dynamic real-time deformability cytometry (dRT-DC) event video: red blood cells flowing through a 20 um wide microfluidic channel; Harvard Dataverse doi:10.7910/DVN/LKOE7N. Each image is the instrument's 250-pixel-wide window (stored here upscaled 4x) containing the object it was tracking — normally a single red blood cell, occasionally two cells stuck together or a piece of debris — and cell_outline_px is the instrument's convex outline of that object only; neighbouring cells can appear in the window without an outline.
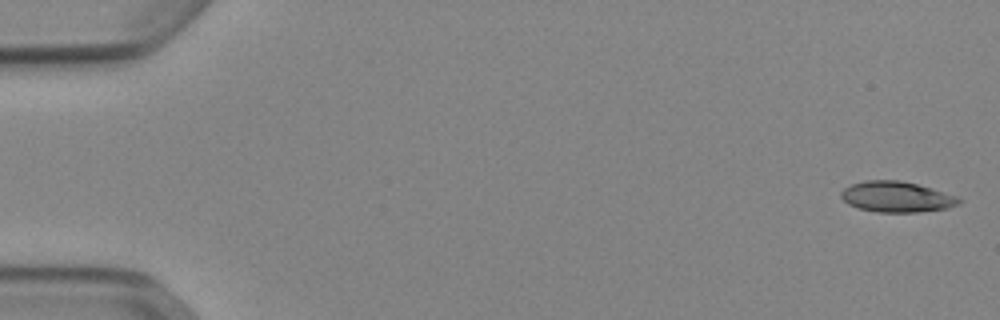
{"species": "Egyptian fruit bat (a non-hibernating species)", "species_latin": "Rousettus aegyptiacus", "temperature_condition": "cold", "stored_images_in_passage": 52, "camera_frame_rate_fps": 3000, "um_per_image_px": 0.085, "animal": {"sex": "female"}, "frame": {"image": 1, "passage_image": 1, "time_ms": 0.0, "image_size_px": [1000, 320], "cell_outline_px": [[964, 200], [960, 204], [948, 208], [920, 212], [876, 212], [860, 208], [848, 204], [840, 196], [840, 192], [844, 188], [852, 184], [864, 180], [900, 180], [916, 184], [956, 196]], "centroid_in_image_um": [76.21, 16.73], "position_along_channel_um": 8.8, "area_um2": 21.04}}
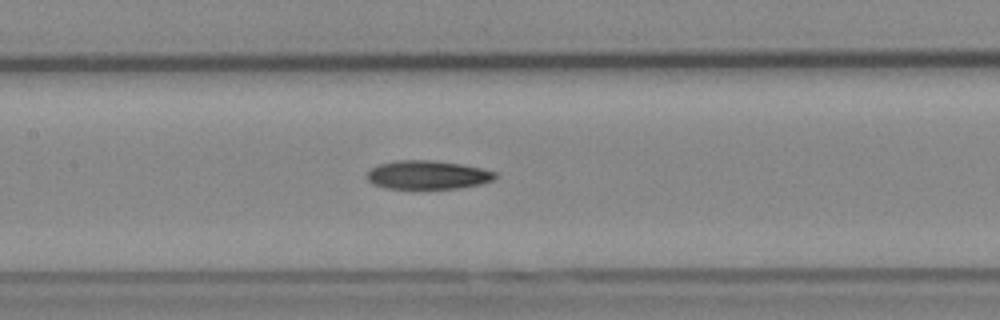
{"frame": {"image": 2, "passage_image": 25, "time_ms": 8.0, "image_size_px": [1000, 320], "cell_outline_px": [[500, 176], [492, 180], [480, 184], [460, 188], [384, 188], [372, 184], [368, 180], [368, 172], [372, 168], [380, 164], [396, 160], [432, 160], [460, 164], [480, 168], [496, 172]], "centroid_in_image_um": [36.36, 14.86], "position_along_channel_um": 171.0, "area_um2": 21.27}}
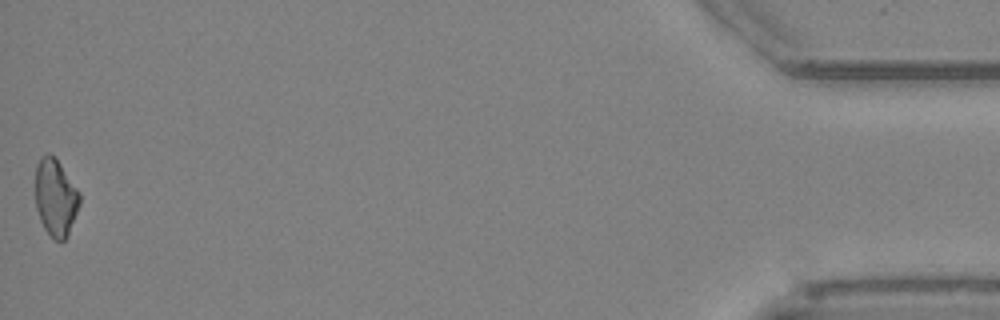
{"frame": {"image": 3, "passage_image": 52, "time_ms": 17.0, "image_size_px": [1000, 320], "cell_outline_px": [[80, 204], [68, 236], [64, 240], [52, 240], [44, 228], [40, 220], [36, 208], [36, 164], [40, 156], [48, 152], [60, 164], [80, 192]], "centroid_in_image_um": [4.72, 16.81], "position_along_channel_um": 430.5, "area_um2": 20.0}, "authors_computed_cell_mechanics": {"area_um2": 21.2126, "velocity_mm_per_s": 3.9038, "shape_relaxation_time_tau1_ms": 9.2562, "shape_relaxation_time_tau2_ms": 9.0003, "deformation_change_tau1": 0.1969, "deformation_change_tau2": 0.1996}}